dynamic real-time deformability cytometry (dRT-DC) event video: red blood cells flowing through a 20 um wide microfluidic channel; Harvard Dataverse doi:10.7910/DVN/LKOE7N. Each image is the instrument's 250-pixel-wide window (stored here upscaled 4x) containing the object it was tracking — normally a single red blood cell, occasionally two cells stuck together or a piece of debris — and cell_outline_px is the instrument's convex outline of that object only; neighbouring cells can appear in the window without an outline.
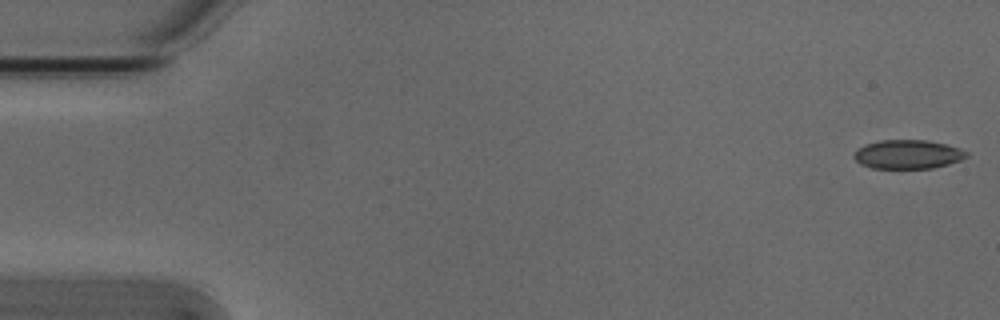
{"species": "Egyptian fruit bat (a non-hibernating species)", "species_latin": "Rousettus aegyptiacus", "temperature_condition": "cold", "stored_images_in_passage": 5, "camera_frame_rate_fps": 3000, "um_per_image_px": 0.085, "animal": {"sex": "male"}, "frame": {"image": 1, "passage_image": 1, "time_ms": 0.0, "image_size_px": [1000, 320], "cell_outline_px": [[968, 156], [960, 160], [948, 164], [932, 168], [872, 168], [860, 164], [852, 156], [864, 144], [880, 140], [928, 140], [960, 148], [968, 152]], "centroid_in_image_um": [77.17, 13.11], "position_along_channel_um": 7.8, "area_um2": 18.9}}
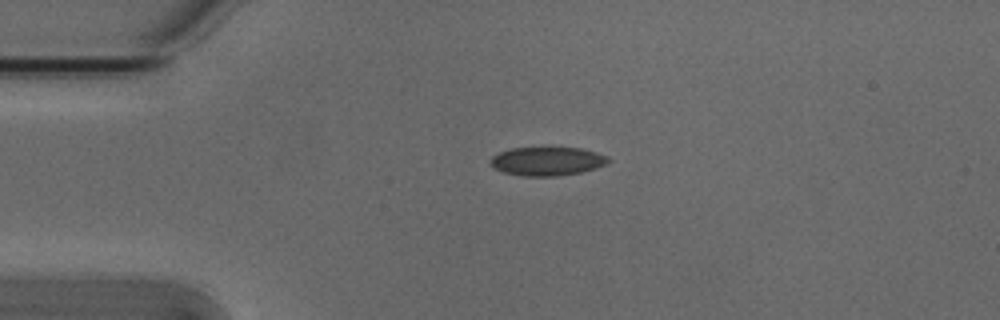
{"frame": {"image": 2, "passage_image": 4, "time_ms": 1.0, "image_size_px": [1000, 320], "cell_outline_px": [[612, 160], [596, 168], [580, 172], [556, 176], [524, 176], [504, 172], [492, 168], [488, 160], [492, 156], [500, 152], [512, 148], [580, 148], [596, 152], [608, 156]], "centroid_in_image_um": [46.49, 13.7], "position_along_channel_um": 38.5, "area_um2": 19.65}}